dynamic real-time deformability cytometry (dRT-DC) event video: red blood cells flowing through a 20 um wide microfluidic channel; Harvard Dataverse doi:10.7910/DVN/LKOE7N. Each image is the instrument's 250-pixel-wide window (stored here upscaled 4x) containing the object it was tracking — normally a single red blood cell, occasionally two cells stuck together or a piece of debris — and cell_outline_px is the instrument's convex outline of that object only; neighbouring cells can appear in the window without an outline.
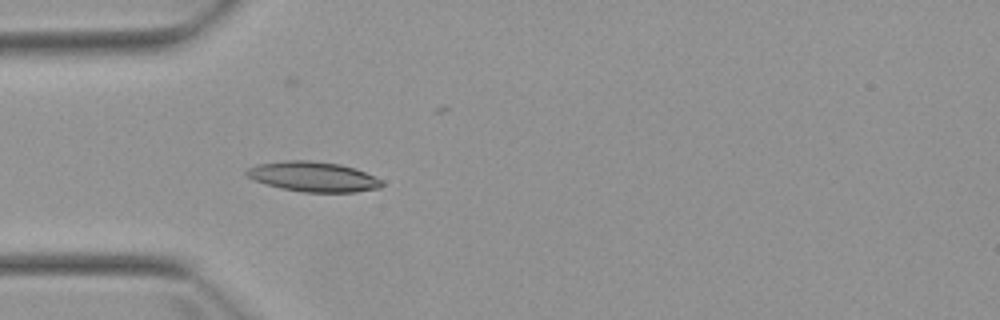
{"species": "Egyptian fruit bat (a non-hibernating species)", "species_latin": "Rousettus aegyptiacus", "temperature_condition": "warm", "stored_images_in_passage": 5, "camera_frame_rate_fps": 3000, "um_per_image_px": 0.085, "animal": {"sex": "female"}, "frame": {"image": 1, "passage_image": 5, "time_ms": 4.667, "image_size_px": [1000, 320], "cell_outline_px": [[384, 184], [380, 188], [356, 192], [304, 192], [280, 188], [256, 180], [248, 176], [244, 172], [248, 168], [256, 164], [284, 160], [308, 160], [340, 164], [356, 168], [384, 180]], "centroid_in_image_um": [26.67, 15.01], "position_along_channel_um": 58.3, "area_um2": 23.76}}